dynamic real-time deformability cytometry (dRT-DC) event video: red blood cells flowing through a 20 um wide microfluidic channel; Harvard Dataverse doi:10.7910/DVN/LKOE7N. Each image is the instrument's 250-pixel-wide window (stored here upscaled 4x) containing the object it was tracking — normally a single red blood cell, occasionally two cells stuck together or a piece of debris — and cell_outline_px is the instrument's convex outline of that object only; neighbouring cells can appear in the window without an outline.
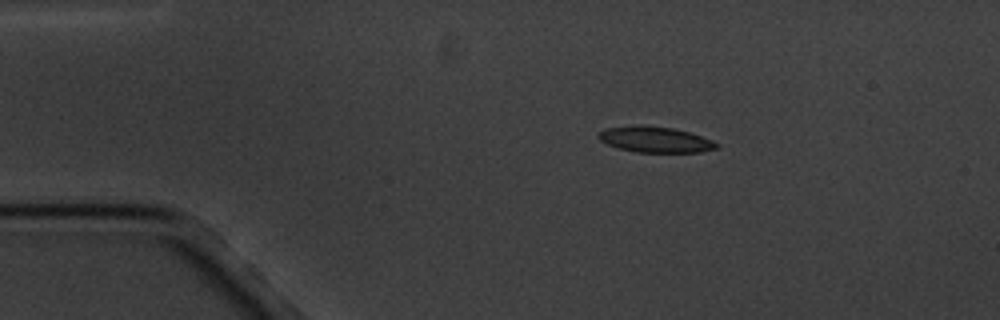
{"species": "common noctule bat (a hibernating species)", "species_latin": "Nyctalus noctula", "temperature_condition": "cold", "stored_images_in_passage": 4, "camera_frame_rate_fps": 3000, "um_per_image_px": 0.085, "animal": {"sex": "male", "body_mass_g": 20.1, "forearm_length_mm": 53.5}, "frame": {"image": 1, "passage_image": 1, "time_ms": 0.0, "image_size_px": [1000, 320], "cell_outline_px": [[720, 148], [700, 152], [636, 152], [620, 148], [608, 144], [600, 140], [596, 136], [604, 128], [640, 124], [672, 128], [688, 132], [712, 140], [720, 144]], "centroid_in_image_um": [55.7, 11.85], "position_along_channel_um": 29.3, "area_um2": 17.8}}
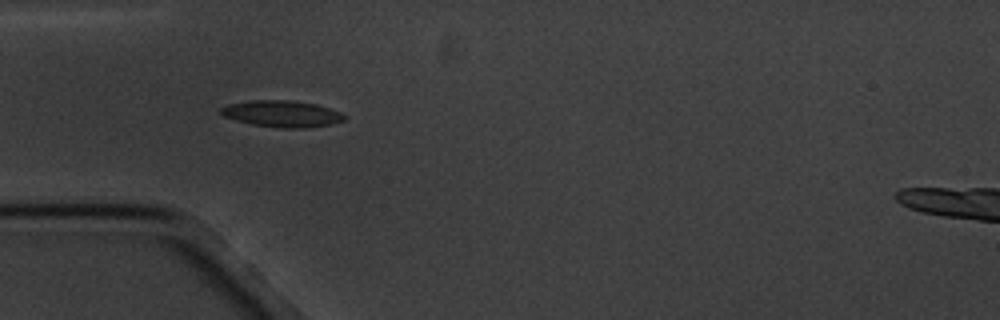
{"frame": {"image": 2, "passage_image": 3, "time_ms": 2.333, "image_size_px": [1000, 320], "cell_outline_px": [[348, 116], [344, 120], [332, 124], [308, 128], [284, 128], [252, 124], [236, 120], [224, 116], [220, 112], [220, 108], [228, 104], [248, 100], [288, 100], [316, 104], [340, 112]], "centroid_in_image_um": [23.98, 9.67], "position_along_channel_um": 61.0, "area_um2": 19.07}}
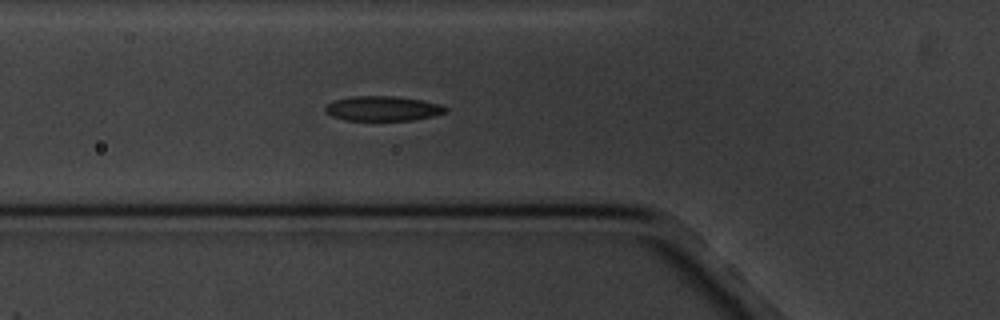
{"frame": {"image": 3, "passage_image": 4, "time_ms": 3.333, "image_size_px": [1000, 320], "cell_outline_px": [[448, 112], [432, 116], [412, 120], [344, 120], [332, 116], [324, 112], [324, 108], [332, 100], [352, 96], [392, 96], [424, 100], [444, 104], [448, 108]], "centroid_in_image_um": [32.56, 9.21], "position_along_channel_um": 93.2, "area_um2": 17.63}}